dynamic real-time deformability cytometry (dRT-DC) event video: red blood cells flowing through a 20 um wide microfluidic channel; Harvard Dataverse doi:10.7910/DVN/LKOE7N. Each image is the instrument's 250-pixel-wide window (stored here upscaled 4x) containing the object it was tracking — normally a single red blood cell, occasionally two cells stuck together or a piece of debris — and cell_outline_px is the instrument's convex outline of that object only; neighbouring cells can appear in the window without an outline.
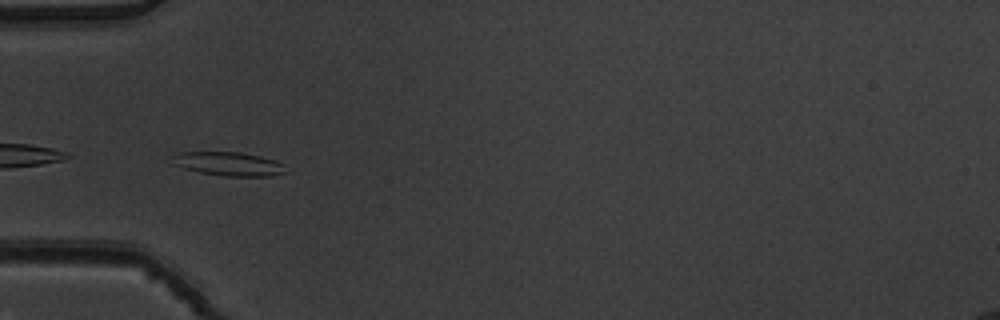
{"species": "common noctule bat (a hibernating species)", "species_latin": "Nyctalus noctula", "temperature_condition": "warm", "stored_images_in_passage": 41, "segment_of_instrument_passage": [1, 2], "camera_frame_rate_fps": 3000, "um_per_image_px": 0.085, "animal": {"sex": "male", "body_mass_g": 19.5, "forearm_length_mm": 54.6}, "frame": {"image": 1, "passage_image": 17, "time_ms": 5.333, "image_size_px": [1000, 320], "cell_outline_px": [[288, 172], [272, 176], [220, 176], [200, 172], [184, 168], [172, 164], [172, 156], [176, 152], [240, 152], [260, 156], [276, 160], [284, 164]], "centroid_in_image_um": [19.45, 13.93], "position_along_channel_um": 65.5, "area_um2": 15.95}}
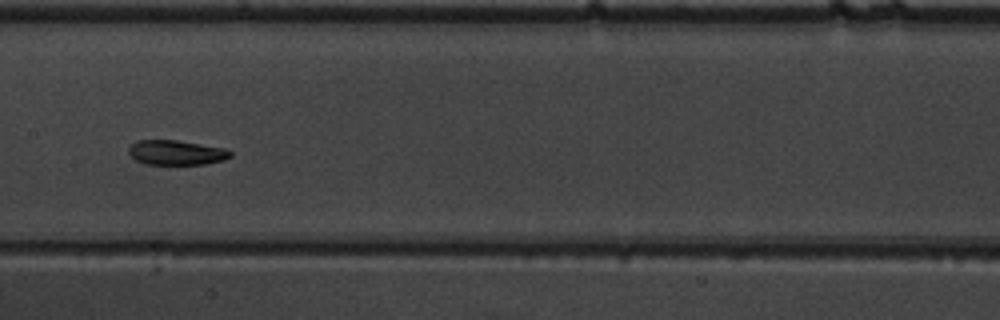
{"frame": {"image": 2, "passage_image": 27, "time_ms": 8.667, "image_size_px": [1000, 320], "cell_outline_px": [[232, 156], [224, 160], [204, 164], [144, 164], [136, 160], [128, 152], [128, 148], [136, 140], [176, 140], [224, 148], [232, 152]], "centroid_in_image_um": [14.98, 12.97], "position_along_channel_um": 192.4, "area_um2": 14.62}}
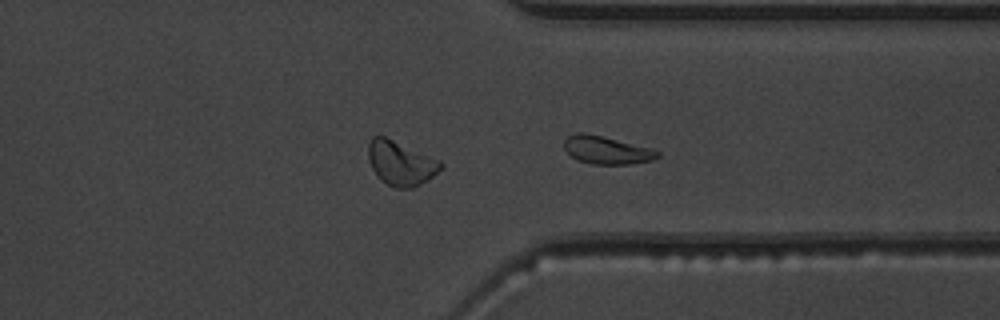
{"frame": {"image": 3, "passage_image": 40, "time_ms": 13.0, "image_size_px": [1000, 320], "cell_outline_px": [[444, 168], [428, 180], [412, 188], [396, 188], [388, 184], [372, 168], [368, 160], [368, 144], [372, 136], [384, 136], [440, 160], [444, 164]], "centroid_in_image_um": [34.1, 13.86], "position_along_channel_um": 377.3, "area_um2": 18.55}}